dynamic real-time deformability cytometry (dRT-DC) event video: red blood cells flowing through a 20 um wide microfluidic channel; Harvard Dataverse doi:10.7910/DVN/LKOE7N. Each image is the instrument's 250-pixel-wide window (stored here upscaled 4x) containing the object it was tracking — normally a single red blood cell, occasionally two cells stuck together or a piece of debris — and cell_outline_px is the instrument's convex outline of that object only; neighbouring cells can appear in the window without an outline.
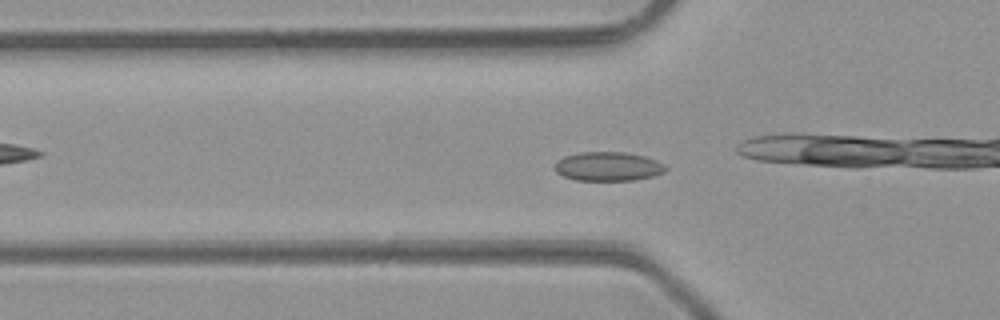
{"species": "common noctule bat (a hibernating species)", "species_latin": "Nyctalus noctula", "temperature_condition": "room temperature", "stored_images_in_passage": 50, "camera_frame_rate_fps": 3000, "um_per_image_px": 0.085, "animal": {"sex": "male", "body_mass_g": 23.1, "forearm_length_mm": 52.7}, "frame": {"image": 1, "passage_image": 17, "time_ms": 5.333, "image_size_px": [1000, 320], "cell_outline_px": [[668, 168], [664, 172], [652, 176], [632, 180], [576, 180], [564, 176], [556, 172], [556, 160], [564, 156], [580, 152], [624, 152], [644, 156], [656, 160], [664, 164]], "centroid_in_image_um": [51.69, 14.14], "position_along_channel_um": 74.1, "area_um2": 18.67}}
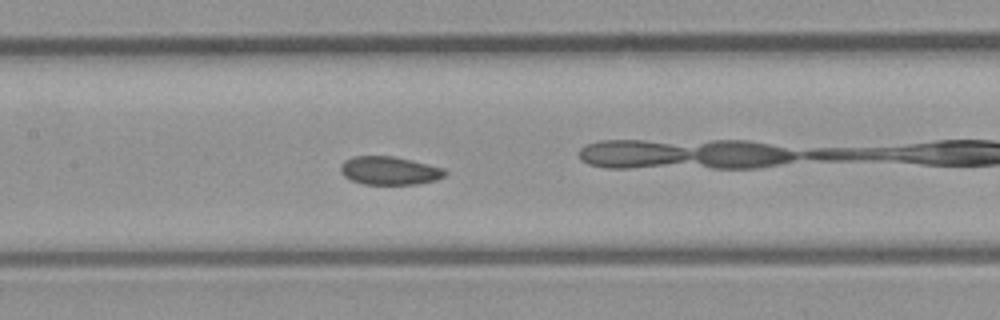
{"frame": {"image": 2, "passage_image": 24, "time_ms": 7.667, "image_size_px": [1000, 320], "cell_outline_px": [[448, 172], [444, 176], [436, 180], [416, 184], [364, 184], [352, 180], [344, 176], [340, 172], [340, 164], [344, 160], [352, 156], [392, 156], [412, 160], [444, 168]], "centroid_in_image_um": [33.09, 14.49], "position_along_channel_um": 174.3, "area_um2": 17.28}}
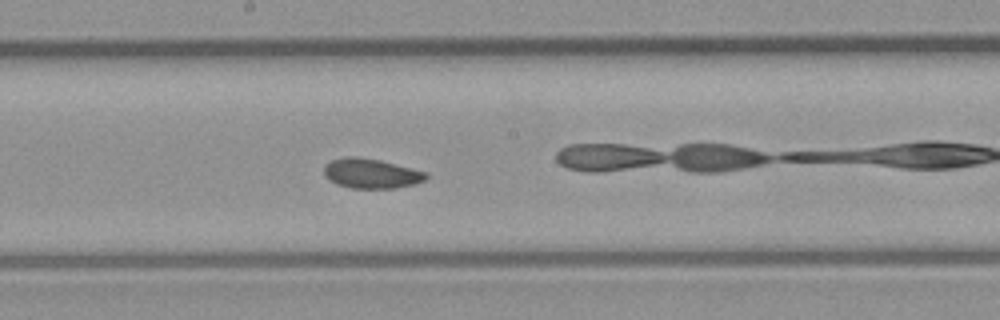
{"frame": {"image": 3, "passage_image": 27, "time_ms": 8.667, "image_size_px": [1000, 320], "cell_outline_px": [[428, 176], [424, 180], [416, 184], [396, 188], [352, 188], [336, 184], [328, 180], [324, 172], [324, 164], [332, 160], [348, 156], [356, 156], [380, 160], [428, 172]], "centroid_in_image_um": [31.55, 14.74], "position_along_channel_um": 216.6, "area_um2": 17.8}, "authors_computed_cell_mechanics": {"area_um2": 17.9469, "velocity_mm_per_s": 4.2556, "shape_relaxation_time_tau1_ms": 5.8875, "shape_relaxation_time_tau2_ms": 4.8925, "deformation_change_tau1": 0.0542, "deformation_change_tau2": 0.0649}}